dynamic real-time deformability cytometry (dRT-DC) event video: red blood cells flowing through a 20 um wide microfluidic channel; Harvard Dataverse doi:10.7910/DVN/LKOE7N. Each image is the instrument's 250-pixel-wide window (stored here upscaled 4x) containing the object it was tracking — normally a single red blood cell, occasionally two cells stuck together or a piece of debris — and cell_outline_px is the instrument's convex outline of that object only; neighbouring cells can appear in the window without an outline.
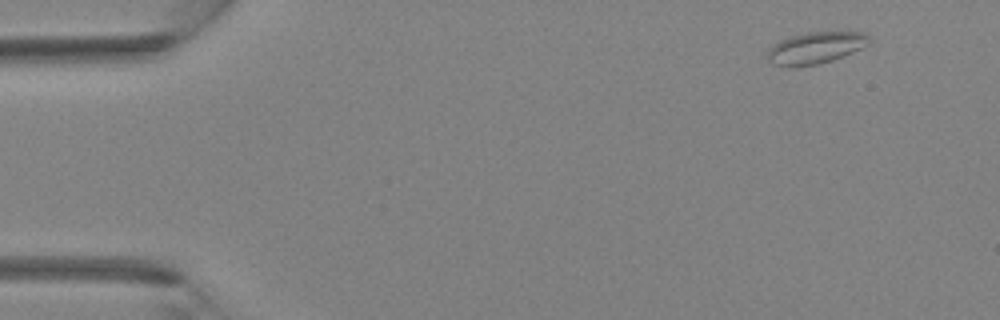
{"species": "Egyptian fruit bat (a non-hibernating species)", "species_latin": "Rousettus aegyptiacus", "temperature_condition": "room temperature", "stored_images_in_passage": 38, "camera_frame_rate_fps": 3000, "um_per_image_px": 0.085, "animal": {"sex": "female"}, "frame": {"image": 1, "passage_image": 1, "time_ms": 0.0, "image_size_px": [1000, 320], "cell_outline_px": [[872, 40], [868, 44], [852, 52], [832, 60], [820, 64], [792, 68], [772, 64], [768, 60], [768, 48], [780, 40], [792, 36], [808, 32], [864, 32]], "centroid_in_image_um": [69.29, 4.08], "position_along_channel_um": 15.7, "area_um2": 18.84}}
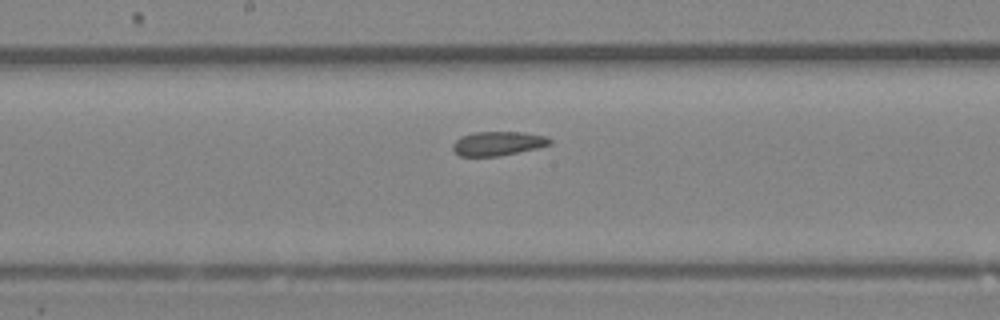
{"frame": {"image": 2, "passage_image": 19, "time_ms": 6.0, "image_size_px": [1000, 320], "cell_outline_px": [[552, 144], [536, 148], [500, 156], [460, 156], [452, 152], [452, 144], [460, 136], [472, 132], [524, 132], [548, 136], [552, 140]], "centroid_in_image_um": [42.3, 12.19], "position_along_channel_um": 205.9, "area_um2": 13.87}}
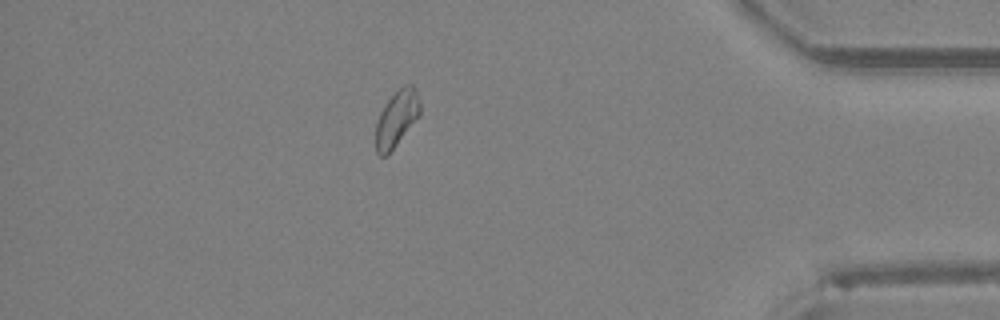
{"frame": {"image": 3, "passage_image": 33, "time_ms": 10.667, "image_size_px": [1000, 320], "cell_outline_px": [[420, 116], [396, 144], [384, 156], [380, 156], [376, 152], [376, 124], [380, 112], [384, 104], [400, 88], [408, 84], [412, 84], [416, 88], [420, 100]], "centroid_in_image_um": [33.73, 10.04], "position_along_channel_um": 401.5, "area_um2": 14.28}}